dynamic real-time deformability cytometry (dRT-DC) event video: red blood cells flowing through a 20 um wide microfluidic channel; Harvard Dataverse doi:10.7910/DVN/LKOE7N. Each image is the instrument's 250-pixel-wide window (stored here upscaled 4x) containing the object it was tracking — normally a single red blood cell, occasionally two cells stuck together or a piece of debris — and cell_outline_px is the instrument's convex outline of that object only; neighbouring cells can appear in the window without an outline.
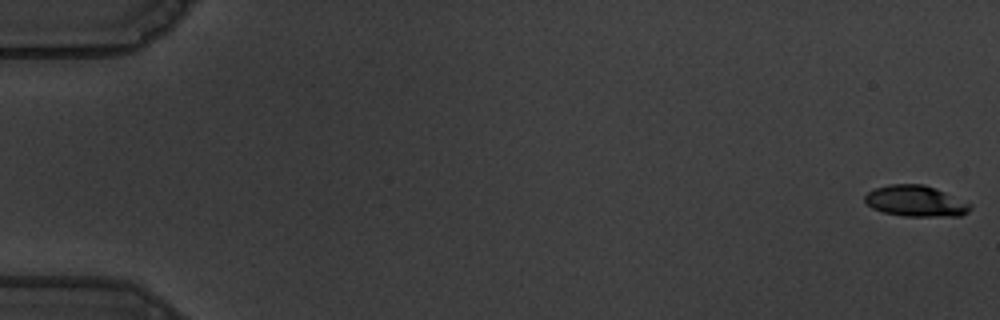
{"species": "common noctule bat (a hibernating species)", "species_latin": "Nyctalus noctula", "temperature_condition": "warm", "stored_images_in_passage": 57, "camera_frame_rate_fps": 3000, "um_per_image_px": 0.085, "animal": {"sex": "male", "body_mass_g": 19.5, "forearm_length_mm": 54.6}, "frame": {"image": 1, "passage_image": 1, "time_ms": 0.0, "image_size_px": [1000, 320], "cell_outline_px": [[972, 208], [968, 212], [960, 216], [904, 216], [884, 212], [872, 208], [864, 200], [864, 196], [872, 188], [888, 184], [924, 184], [944, 192], [972, 204]], "centroid_in_image_um": [77.82, 17.09], "position_along_channel_um": 7.2, "area_um2": 19.07}}
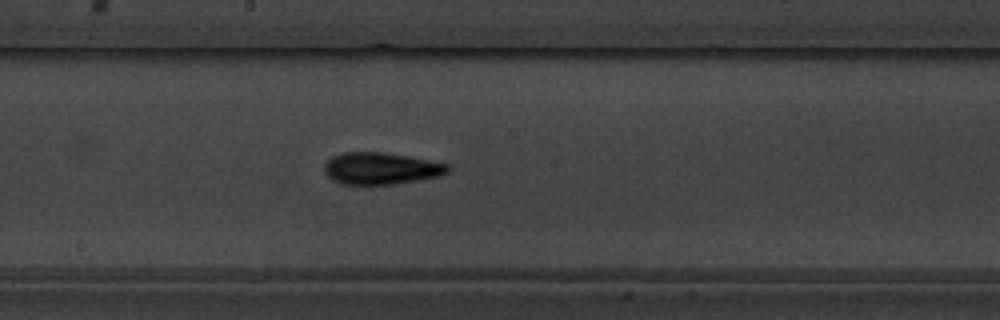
{"frame": {"image": 2, "passage_image": 32, "time_ms": 10.333, "image_size_px": [1000, 320], "cell_outline_px": [[452, 168], [448, 172], [440, 176], [392, 184], [340, 184], [332, 180], [324, 172], [324, 164], [332, 156], [344, 152], [384, 152], [408, 156], [448, 164]], "centroid_in_image_um": [32.37, 14.31], "position_along_channel_um": 215.8, "area_um2": 22.95}}
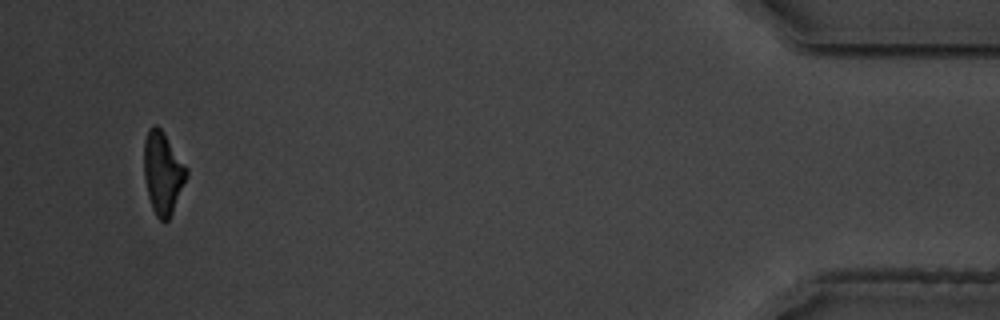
{"frame": {"image": 3, "passage_image": 55, "time_ms": 18.0, "image_size_px": [1000, 320], "cell_outline_px": [[188, 176], [172, 212], [168, 220], [160, 220], [156, 216], [152, 208], [148, 196], [144, 176], [144, 140], [148, 128], [152, 124], [156, 124], [164, 132], [188, 168]], "centroid_in_image_um": [13.84, 14.65], "position_along_channel_um": 421.4, "area_um2": 20.52}, "authors_computed_cell_mechanics": {"area_um2": 21.2126, "velocity_mm_per_s": 3.6307, "shape_relaxation_time_tau1_ms": 3.9199, "shape_relaxation_time_tau2_ms": 3.3218, "deformation_change_tau1": 0.1752, "deformation_change_tau2": 0.1267}}